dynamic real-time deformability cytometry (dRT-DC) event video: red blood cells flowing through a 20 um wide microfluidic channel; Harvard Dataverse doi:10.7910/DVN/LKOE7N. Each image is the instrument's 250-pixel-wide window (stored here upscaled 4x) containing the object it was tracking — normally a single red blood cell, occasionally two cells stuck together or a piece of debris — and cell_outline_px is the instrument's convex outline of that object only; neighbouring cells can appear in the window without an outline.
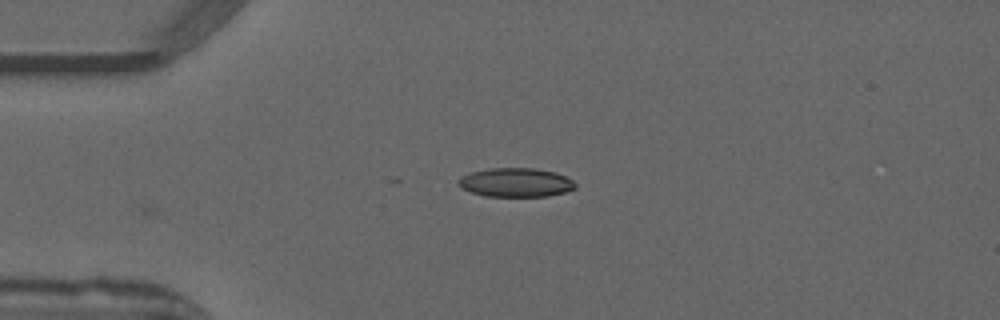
{"species": "common noctule bat (a hibernating species)", "species_latin": "Nyctalus noctula", "temperature_condition": "warm", "stored_images_in_passage": 8, "camera_frame_rate_fps": 3000, "um_per_image_px": 0.085, "animal": {"sex": "male", "forearm_length_mm": 52.5}, "frame": {"image": 1, "passage_image": 1, "time_ms": 0.0, "image_size_px": [1000, 320], "cell_outline_px": [[576, 188], [564, 192], [548, 196], [484, 196], [472, 192], [464, 188], [460, 184], [460, 180], [464, 176], [472, 172], [488, 168], [536, 168], [556, 172], [572, 180], [576, 184]], "centroid_in_image_um": [43.91, 15.5], "position_along_channel_um": 41.1, "area_um2": 19.42}}
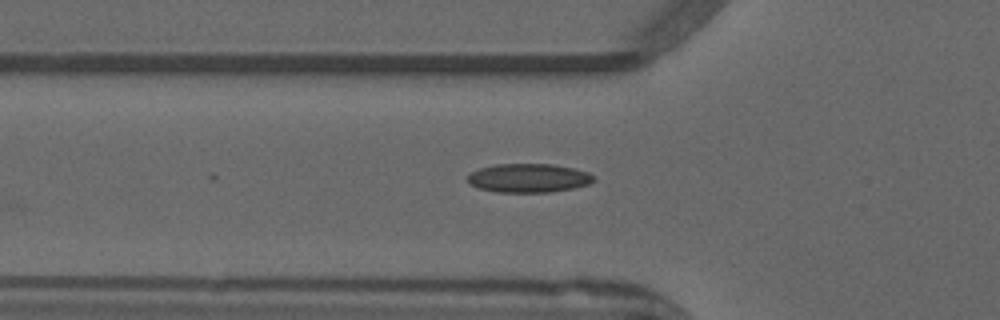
{"frame": {"image": 2, "passage_image": 6, "time_ms": 1.667, "image_size_px": [1000, 320], "cell_outline_px": [[596, 180], [588, 184], [572, 188], [552, 192], [496, 192], [480, 188], [468, 184], [468, 176], [472, 172], [480, 168], [496, 164], [552, 164], [572, 168], [588, 172], [596, 176]], "centroid_in_image_um": [44.95, 15.13], "position_along_channel_um": 80.8, "area_um2": 21.15}}